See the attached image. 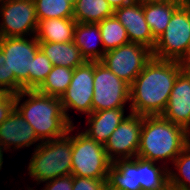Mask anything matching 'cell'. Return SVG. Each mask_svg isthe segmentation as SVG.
<instances>
[{
  "instance_id": "9a60e30c",
  "label": "cell",
  "mask_w": 190,
  "mask_h": 190,
  "mask_svg": "<svg viewBox=\"0 0 190 190\" xmlns=\"http://www.w3.org/2000/svg\"><path fill=\"white\" fill-rule=\"evenodd\" d=\"M161 116L186 131L190 129V78L183 70L174 82L168 104Z\"/></svg>"
},
{
  "instance_id": "ab89813d",
  "label": "cell",
  "mask_w": 190,
  "mask_h": 190,
  "mask_svg": "<svg viewBox=\"0 0 190 190\" xmlns=\"http://www.w3.org/2000/svg\"><path fill=\"white\" fill-rule=\"evenodd\" d=\"M188 145L190 146V129L187 131Z\"/></svg>"
},
{
  "instance_id": "5bb4252c",
  "label": "cell",
  "mask_w": 190,
  "mask_h": 190,
  "mask_svg": "<svg viewBox=\"0 0 190 190\" xmlns=\"http://www.w3.org/2000/svg\"><path fill=\"white\" fill-rule=\"evenodd\" d=\"M113 15L126 28L130 42L154 49L156 39L145 20L143 5L138 2L128 4L115 9Z\"/></svg>"
},
{
  "instance_id": "e0dca14e",
  "label": "cell",
  "mask_w": 190,
  "mask_h": 190,
  "mask_svg": "<svg viewBox=\"0 0 190 190\" xmlns=\"http://www.w3.org/2000/svg\"><path fill=\"white\" fill-rule=\"evenodd\" d=\"M74 43L88 62L101 61L105 54L98 23H77L74 30Z\"/></svg>"
},
{
  "instance_id": "f546056e",
  "label": "cell",
  "mask_w": 190,
  "mask_h": 190,
  "mask_svg": "<svg viewBox=\"0 0 190 190\" xmlns=\"http://www.w3.org/2000/svg\"><path fill=\"white\" fill-rule=\"evenodd\" d=\"M15 108V95L0 90V124L8 118Z\"/></svg>"
},
{
  "instance_id": "f35d334b",
  "label": "cell",
  "mask_w": 190,
  "mask_h": 190,
  "mask_svg": "<svg viewBox=\"0 0 190 190\" xmlns=\"http://www.w3.org/2000/svg\"><path fill=\"white\" fill-rule=\"evenodd\" d=\"M181 2V4L183 5H187L188 7H190V0H179Z\"/></svg>"
},
{
  "instance_id": "d6a6232c",
  "label": "cell",
  "mask_w": 190,
  "mask_h": 190,
  "mask_svg": "<svg viewBox=\"0 0 190 190\" xmlns=\"http://www.w3.org/2000/svg\"><path fill=\"white\" fill-rule=\"evenodd\" d=\"M109 5L115 10L128 4H134L137 0H107Z\"/></svg>"
},
{
  "instance_id": "60d3db41",
  "label": "cell",
  "mask_w": 190,
  "mask_h": 190,
  "mask_svg": "<svg viewBox=\"0 0 190 190\" xmlns=\"http://www.w3.org/2000/svg\"><path fill=\"white\" fill-rule=\"evenodd\" d=\"M66 1L69 2L72 6H74L77 0H66Z\"/></svg>"
},
{
  "instance_id": "8992f818",
  "label": "cell",
  "mask_w": 190,
  "mask_h": 190,
  "mask_svg": "<svg viewBox=\"0 0 190 190\" xmlns=\"http://www.w3.org/2000/svg\"><path fill=\"white\" fill-rule=\"evenodd\" d=\"M80 126L83 125H72L71 175L107 180L112 162L106 155L104 145L79 131Z\"/></svg>"
},
{
  "instance_id": "4316f807",
  "label": "cell",
  "mask_w": 190,
  "mask_h": 190,
  "mask_svg": "<svg viewBox=\"0 0 190 190\" xmlns=\"http://www.w3.org/2000/svg\"><path fill=\"white\" fill-rule=\"evenodd\" d=\"M37 20L73 18V6L66 0H34Z\"/></svg>"
},
{
  "instance_id": "30bf717a",
  "label": "cell",
  "mask_w": 190,
  "mask_h": 190,
  "mask_svg": "<svg viewBox=\"0 0 190 190\" xmlns=\"http://www.w3.org/2000/svg\"><path fill=\"white\" fill-rule=\"evenodd\" d=\"M94 62L86 61L74 69L70 85L60 100L67 120L75 125L69 113L75 110L83 116L92 113V97L94 93Z\"/></svg>"
},
{
  "instance_id": "3957f363",
  "label": "cell",
  "mask_w": 190,
  "mask_h": 190,
  "mask_svg": "<svg viewBox=\"0 0 190 190\" xmlns=\"http://www.w3.org/2000/svg\"><path fill=\"white\" fill-rule=\"evenodd\" d=\"M188 145L187 131L161 115L143 116L137 156L167 168Z\"/></svg>"
},
{
  "instance_id": "4dcf8cb0",
  "label": "cell",
  "mask_w": 190,
  "mask_h": 190,
  "mask_svg": "<svg viewBox=\"0 0 190 190\" xmlns=\"http://www.w3.org/2000/svg\"><path fill=\"white\" fill-rule=\"evenodd\" d=\"M42 184L44 185H42L38 190H72L73 175L58 177Z\"/></svg>"
},
{
  "instance_id": "7c38bea8",
  "label": "cell",
  "mask_w": 190,
  "mask_h": 190,
  "mask_svg": "<svg viewBox=\"0 0 190 190\" xmlns=\"http://www.w3.org/2000/svg\"><path fill=\"white\" fill-rule=\"evenodd\" d=\"M143 115L129 112L128 116L113 131L104 148L108 159H132L137 156Z\"/></svg>"
},
{
  "instance_id": "83f0119b",
  "label": "cell",
  "mask_w": 190,
  "mask_h": 190,
  "mask_svg": "<svg viewBox=\"0 0 190 190\" xmlns=\"http://www.w3.org/2000/svg\"><path fill=\"white\" fill-rule=\"evenodd\" d=\"M52 62L40 49L33 59L32 90H36L52 70Z\"/></svg>"
},
{
  "instance_id": "52a82bcc",
  "label": "cell",
  "mask_w": 190,
  "mask_h": 190,
  "mask_svg": "<svg viewBox=\"0 0 190 190\" xmlns=\"http://www.w3.org/2000/svg\"><path fill=\"white\" fill-rule=\"evenodd\" d=\"M154 58L182 62L190 58V7L181 4L166 30L156 39Z\"/></svg>"
},
{
  "instance_id": "e575fe53",
  "label": "cell",
  "mask_w": 190,
  "mask_h": 190,
  "mask_svg": "<svg viewBox=\"0 0 190 190\" xmlns=\"http://www.w3.org/2000/svg\"><path fill=\"white\" fill-rule=\"evenodd\" d=\"M169 0H137L141 5L154 4V3H163Z\"/></svg>"
},
{
  "instance_id": "7a4b0ae2",
  "label": "cell",
  "mask_w": 190,
  "mask_h": 190,
  "mask_svg": "<svg viewBox=\"0 0 190 190\" xmlns=\"http://www.w3.org/2000/svg\"><path fill=\"white\" fill-rule=\"evenodd\" d=\"M15 108L42 142L65 136L72 126L65 116L60 98L44 95L36 90H22L17 93Z\"/></svg>"
},
{
  "instance_id": "44dd1931",
  "label": "cell",
  "mask_w": 190,
  "mask_h": 190,
  "mask_svg": "<svg viewBox=\"0 0 190 190\" xmlns=\"http://www.w3.org/2000/svg\"><path fill=\"white\" fill-rule=\"evenodd\" d=\"M139 183L141 190H170L169 168L139 157Z\"/></svg>"
},
{
  "instance_id": "b9f144b4",
  "label": "cell",
  "mask_w": 190,
  "mask_h": 190,
  "mask_svg": "<svg viewBox=\"0 0 190 190\" xmlns=\"http://www.w3.org/2000/svg\"><path fill=\"white\" fill-rule=\"evenodd\" d=\"M6 1H10V0H0V3L6 2Z\"/></svg>"
},
{
  "instance_id": "9c48e42d",
  "label": "cell",
  "mask_w": 190,
  "mask_h": 190,
  "mask_svg": "<svg viewBox=\"0 0 190 190\" xmlns=\"http://www.w3.org/2000/svg\"><path fill=\"white\" fill-rule=\"evenodd\" d=\"M152 57V50L148 47L129 42L105 52L100 62L131 86Z\"/></svg>"
},
{
  "instance_id": "f1b7e54d",
  "label": "cell",
  "mask_w": 190,
  "mask_h": 190,
  "mask_svg": "<svg viewBox=\"0 0 190 190\" xmlns=\"http://www.w3.org/2000/svg\"><path fill=\"white\" fill-rule=\"evenodd\" d=\"M106 180L73 176L72 190H102Z\"/></svg>"
},
{
  "instance_id": "ffe728a7",
  "label": "cell",
  "mask_w": 190,
  "mask_h": 190,
  "mask_svg": "<svg viewBox=\"0 0 190 190\" xmlns=\"http://www.w3.org/2000/svg\"><path fill=\"white\" fill-rule=\"evenodd\" d=\"M39 47L53 66L75 69L86 62L74 41L66 43L39 42Z\"/></svg>"
},
{
  "instance_id": "d4e9b609",
  "label": "cell",
  "mask_w": 190,
  "mask_h": 190,
  "mask_svg": "<svg viewBox=\"0 0 190 190\" xmlns=\"http://www.w3.org/2000/svg\"><path fill=\"white\" fill-rule=\"evenodd\" d=\"M170 190H190V146L187 145L169 167Z\"/></svg>"
},
{
  "instance_id": "74e56055",
  "label": "cell",
  "mask_w": 190,
  "mask_h": 190,
  "mask_svg": "<svg viewBox=\"0 0 190 190\" xmlns=\"http://www.w3.org/2000/svg\"><path fill=\"white\" fill-rule=\"evenodd\" d=\"M102 190H117V189L111 187L108 183H106V184L103 186Z\"/></svg>"
},
{
  "instance_id": "4fadbf2b",
  "label": "cell",
  "mask_w": 190,
  "mask_h": 190,
  "mask_svg": "<svg viewBox=\"0 0 190 190\" xmlns=\"http://www.w3.org/2000/svg\"><path fill=\"white\" fill-rule=\"evenodd\" d=\"M41 143L42 141L37 137L31 125L16 108L0 124V146L7 151V154L8 152L15 154V151L18 153L30 146H33L34 150Z\"/></svg>"
},
{
  "instance_id": "5b68a950",
  "label": "cell",
  "mask_w": 190,
  "mask_h": 190,
  "mask_svg": "<svg viewBox=\"0 0 190 190\" xmlns=\"http://www.w3.org/2000/svg\"><path fill=\"white\" fill-rule=\"evenodd\" d=\"M0 50L6 59L3 63L8 69L9 93L16 95L22 90H32V65L40 50L34 36L0 37Z\"/></svg>"
},
{
  "instance_id": "d6986e66",
  "label": "cell",
  "mask_w": 190,
  "mask_h": 190,
  "mask_svg": "<svg viewBox=\"0 0 190 190\" xmlns=\"http://www.w3.org/2000/svg\"><path fill=\"white\" fill-rule=\"evenodd\" d=\"M77 22L73 18L38 20L35 37L38 42L66 43L74 41Z\"/></svg>"
},
{
  "instance_id": "ac0fdd59",
  "label": "cell",
  "mask_w": 190,
  "mask_h": 190,
  "mask_svg": "<svg viewBox=\"0 0 190 190\" xmlns=\"http://www.w3.org/2000/svg\"><path fill=\"white\" fill-rule=\"evenodd\" d=\"M106 182L117 190H141L139 183V157L113 161Z\"/></svg>"
},
{
  "instance_id": "277c9868",
  "label": "cell",
  "mask_w": 190,
  "mask_h": 190,
  "mask_svg": "<svg viewBox=\"0 0 190 190\" xmlns=\"http://www.w3.org/2000/svg\"><path fill=\"white\" fill-rule=\"evenodd\" d=\"M72 126L60 138L42 142L27 163L28 178L34 186L58 177L71 175Z\"/></svg>"
},
{
  "instance_id": "603a6c76",
  "label": "cell",
  "mask_w": 190,
  "mask_h": 190,
  "mask_svg": "<svg viewBox=\"0 0 190 190\" xmlns=\"http://www.w3.org/2000/svg\"><path fill=\"white\" fill-rule=\"evenodd\" d=\"M113 13L107 0H77L73 6V19L77 23H99Z\"/></svg>"
},
{
  "instance_id": "2e32d148",
  "label": "cell",
  "mask_w": 190,
  "mask_h": 190,
  "mask_svg": "<svg viewBox=\"0 0 190 190\" xmlns=\"http://www.w3.org/2000/svg\"><path fill=\"white\" fill-rule=\"evenodd\" d=\"M126 108H113L92 112L88 115L86 126L81 130L89 138L105 145L113 131L125 119L128 114ZM126 114V115H125Z\"/></svg>"
},
{
  "instance_id": "ba28073f",
  "label": "cell",
  "mask_w": 190,
  "mask_h": 190,
  "mask_svg": "<svg viewBox=\"0 0 190 190\" xmlns=\"http://www.w3.org/2000/svg\"><path fill=\"white\" fill-rule=\"evenodd\" d=\"M92 112L127 108L130 112V86L100 61L94 62Z\"/></svg>"
},
{
  "instance_id": "484cf974",
  "label": "cell",
  "mask_w": 190,
  "mask_h": 190,
  "mask_svg": "<svg viewBox=\"0 0 190 190\" xmlns=\"http://www.w3.org/2000/svg\"><path fill=\"white\" fill-rule=\"evenodd\" d=\"M98 24L105 52L130 42L126 28L114 15L105 18Z\"/></svg>"
},
{
  "instance_id": "836d02e7",
  "label": "cell",
  "mask_w": 190,
  "mask_h": 190,
  "mask_svg": "<svg viewBox=\"0 0 190 190\" xmlns=\"http://www.w3.org/2000/svg\"><path fill=\"white\" fill-rule=\"evenodd\" d=\"M181 63L182 70L187 74V76L190 78V58L186 59Z\"/></svg>"
},
{
  "instance_id": "d590c367",
  "label": "cell",
  "mask_w": 190,
  "mask_h": 190,
  "mask_svg": "<svg viewBox=\"0 0 190 190\" xmlns=\"http://www.w3.org/2000/svg\"><path fill=\"white\" fill-rule=\"evenodd\" d=\"M6 152L7 151L2 146H0V171L4 166V153L6 154Z\"/></svg>"
},
{
  "instance_id": "cb8c5ba5",
  "label": "cell",
  "mask_w": 190,
  "mask_h": 190,
  "mask_svg": "<svg viewBox=\"0 0 190 190\" xmlns=\"http://www.w3.org/2000/svg\"><path fill=\"white\" fill-rule=\"evenodd\" d=\"M74 69L62 66H53L43 83L36 89L37 92L57 98L65 93L70 85Z\"/></svg>"
},
{
  "instance_id": "7402d4cb",
  "label": "cell",
  "mask_w": 190,
  "mask_h": 190,
  "mask_svg": "<svg viewBox=\"0 0 190 190\" xmlns=\"http://www.w3.org/2000/svg\"><path fill=\"white\" fill-rule=\"evenodd\" d=\"M180 5L179 0L143 5L145 20L155 39L166 30L173 12Z\"/></svg>"
},
{
  "instance_id": "1f68e13d",
  "label": "cell",
  "mask_w": 190,
  "mask_h": 190,
  "mask_svg": "<svg viewBox=\"0 0 190 190\" xmlns=\"http://www.w3.org/2000/svg\"><path fill=\"white\" fill-rule=\"evenodd\" d=\"M5 55L0 50V90H3L5 92L9 93V75H8V69L6 66L3 65L5 62Z\"/></svg>"
},
{
  "instance_id": "8fae6325",
  "label": "cell",
  "mask_w": 190,
  "mask_h": 190,
  "mask_svg": "<svg viewBox=\"0 0 190 190\" xmlns=\"http://www.w3.org/2000/svg\"><path fill=\"white\" fill-rule=\"evenodd\" d=\"M34 0H10L0 3V37H28L37 31Z\"/></svg>"
},
{
  "instance_id": "8d00e7d4",
  "label": "cell",
  "mask_w": 190,
  "mask_h": 190,
  "mask_svg": "<svg viewBox=\"0 0 190 190\" xmlns=\"http://www.w3.org/2000/svg\"><path fill=\"white\" fill-rule=\"evenodd\" d=\"M26 184L25 188H22V184L20 186L16 187L15 190H36V187Z\"/></svg>"
},
{
  "instance_id": "6da1fadb",
  "label": "cell",
  "mask_w": 190,
  "mask_h": 190,
  "mask_svg": "<svg viewBox=\"0 0 190 190\" xmlns=\"http://www.w3.org/2000/svg\"><path fill=\"white\" fill-rule=\"evenodd\" d=\"M182 66L179 61L152 57L130 86V112L162 115Z\"/></svg>"
}]
</instances>
